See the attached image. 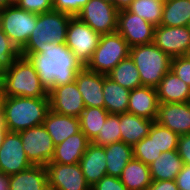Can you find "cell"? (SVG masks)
Listing matches in <instances>:
<instances>
[{
	"label": "cell",
	"mask_w": 190,
	"mask_h": 190,
	"mask_svg": "<svg viewBox=\"0 0 190 190\" xmlns=\"http://www.w3.org/2000/svg\"><path fill=\"white\" fill-rule=\"evenodd\" d=\"M37 22V14L8 5L0 10V28L20 51L27 43Z\"/></svg>",
	"instance_id": "cell-7"
},
{
	"label": "cell",
	"mask_w": 190,
	"mask_h": 190,
	"mask_svg": "<svg viewBox=\"0 0 190 190\" xmlns=\"http://www.w3.org/2000/svg\"><path fill=\"white\" fill-rule=\"evenodd\" d=\"M9 190H49L45 166L32 165L8 176Z\"/></svg>",
	"instance_id": "cell-23"
},
{
	"label": "cell",
	"mask_w": 190,
	"mask_h": 190,
	"mask_svg": "<svg viewBox=\"0 0 190 190\" xmlns=\"http://www.w3.org/2000/svg\"><path fill=\"white\" fill-rule=\"evenodd\" d=\"M108 176L120 177L123 169L133 158V147L123 141L105 146Z\"/></svg>",
	"instance_id": "cell-28"
},
{
	"label": "cell",
	"mask_w": 190,
	"mask_h": 190,
	"mask_svg": "<svg viewBox=\"0 0 190 190\" xmlns=\"http://www.w3.org/2000/svg\"><path fill=\"white\" fill-rule=\"evenodd\" d=\"M3 102H4V95H3V92L0 88V125L3 123V117H2Z\"/></svg>",
	"instance_id": "cell-47"
},
{
	"label": "cell",
	"mask_w": 190,
	"mask_h": 190,
	"mask_svg": "<svg viewBox=\"0 0 190 190\" xmlns=\"http://www.w3.org/2000/svg\"><path fill=\"white\" fill-rule=\"evenodd\" d=\"M106 76L89 71L85 66L76 74L75 82L85 107L104 108L103 85Z\"/></svg>",
	"instance_id": "cell-17"
},
{
	"label": "cell",
	"mask_w": 190,
	"mask_h": 190,
	"mask_svg": "<svg viewBox=\"0 0 190 190\" xmlns=\"http://www.w3.org/2000/svg\"><path fill=\"white\" fill-rule=\"evenodd\" d=\"M109 113L101 107H85L79 121L80 130L92 141L103 127Z\"/></svg>",
	"instance_id": "cell-31"
},
{
	"label": "cell",
	"mask_w": 190,
	"mask_h": 190,
	"mask_svg": "<svg viewBox=\"0 0 190 190\" xmlns=\"http://www.w3.org/2000/svg\"><path fill=\"white\" fill-rule=\"evenodd\" d=\"M79 164L86 182L92 187L107 175L105 146H97L91 142Z\"/></svg>",
	"instance_id": "cell-19"
},
{
	"label": "cell",
	"mask_w": 190,
	"mask_h": 190,
	"mask_svg": "<svg viewBox=\"0 0 190 190\" xmlns=\"http://www.w3.org/2000/svg\"><path fill=\"white\" fill-rule=\"evenodd\" d=\"M170 70L190 86V58L188 56L173 57Z\"/></svg>",
	"instance_id": "cell-37"
},
{
	"label": "cell",
	"mask_w": 190,
	"mask_h": 190,
	"mask_svg": "<svg viewBox=\"0 0 190 190\" xmlns=\"http://www.w3.org/2000/svg\"><path fill=\"white\" fill-rule=\"evenodd\" d=\"M20 0H6L9 5H17Z\"/></svg>",
	"instance_id": "cell-50"
},
{
	"label": "cell",
	"mask_w": 190,
	"mask_h": 190,
	"mask_svg": "<svg viewBox=\"0 0 190 190\" xmlns=\"http://www.w3.org/2000/svg\"><path fill=\"white\" fill-rule=\"evenodd\" d=\"M20 56V51L0 28V60L8 66Z\"/></svg>",
	"instance_id": "cell-36"
},
{
	"label": "cell",
	"mask_w": 190,
	"mask_h": 190,
	"mask_svg": "<svg viewBox=\"0 0 190 190\" xmlns=\"http://www.w3.org/2000/svg\"><path fill=\"white\" fill-rule=\"evenodd\" d=\"M48 97L50 110L61 115L79 118L85 109L83 97L75 81L53 87L48 91Z\"/></svg>",
	"instance_id": "cell-14"
},
{
	"label": "cell",
	"mask_w": 190,
	"mask_h": 190,
	"mask_svg": "<svg viewBox=\"0 0 190 190\" xmlns=\"http://www.w3.org/2000/svg\"><path fill=\"white\" fill-rule=\"evenodd\" d=\"M49 110V97L4 96L3 123L8 131L20 132L42 125Z\"/></svg>",
	"instance_id": "cell-2"
},
{
	"label": "cell",
	"mask_w": 190,
	"mask_h": 190,
	"mask_svg": "<svg viewBox=\"0 0 190 190\" xmlns=\"http://www.w3.org/2000/svg\"><path fill=\"white\" fill-rule=\"evenodd\" d=\"M73 16L50 11L37 14V22L26 45L20 50V56L27 57L32 53L42 52L44 43L66 44L67 28Z\"/></svg>",
	"instance_id": "cell-4"
},
{
	"label": "cell",
	"mask_w": 190,
	"mask_h": 190,
	"mask_svg": "<svg viewBox=\"0 0 190 190\" xmlns=\"http://www.w3.org/2000/svg\"><path fill=\"white\" fill-rule=\"evenodd\" d=\"M187 27H188V28H189V30H190V20H189V23H188Z\"/></svg>",
	"instance_id": "cell-52"
},
{
	"label": "cell",
	"mask_w": 190,
	"mask_h": 190,
	"mask_svg": "<svg viewBox=\"0 0 190 190\" xmlns=\"http://www.w3.org/2000/svg\"><path fill=\"white\" fill-rule=\"evenodd\" d=\"M91 190H128L121 182L120 177L105 175L91 187Z\"/></svg>",
	"instance_id": "cell-40"
},
{
	"label": "cell",
	"mask_w": 190,
	"mask_h": 190,
	"mask_svg": "<svg viewBox=\"0 0 190 190\" xmlns=\"http://www.w3.org/2000/svg\"><path fill=\"white\" fill-rule=\"evenodd\" d=\"M31 166L23 149L20 133L8 131L0 147V173L11 176Z\"/></svg>",
	"instance_id": "cell-13"
},
{
	"label": "cell",
	"mask_w": 190,
	"mask_h": 190,
	"mask_svg": "<svg viewBox=\"0 0 190 190\" xmlns=\"http://www.w3.org/2000/svg\"><path fill=\"white\" fill-rule=\"evenodd\" d=\"M176 184L179 190H190V166L184 164L180 173L176 176Z\"/></svg>",
	"instance_id": "cell-42"
},
{
	"label": "cell",
	"mask_w": 190,
	"mask_h": 190,
	"mask_svg": "<svg viewBox=\"0 0 190 190\" xmlns=\"http://www.w3.org/2000/svg\"><path fill=\"white\" fill-rule=\"evenodd\" d=\"M130 46L118 33L102 34L91 60L85 66L89 71L108 75L123 59L129 57Z\"/></svg>",
	"instance_id": "cell-6"
},
{
	"label": "cell",
	"mask_w": 190,
	"mask_h": 190,
	"mask_svg": "<svg viewBox=\"0 0 190 190\" xmlns=\"http://www.w3.org/2000/svg\"><path fill=\"white\" fill-rule=\"evenodd\" d=\"M107 76L130 91L142 86L140 73L130 56L121 60Z\"/></svg>",
	"instance_id": "cell-30"
},
{
	"label": "cell",
	"mask_w": 190,
	"mask_h": 190,
	"mask_svg": "<svg viewBox=\"0 0 190 190\" xmlns=\"http://www.w3.org/2000/svg\"><path fill=\"white\" fill-rule=\"evenodd\" d=\"M19 133L29 162L32 165L46 166L54 156L55 145L43 124Z\"/></svg>",
	"instance_id": "cell-9"
},
{
	"label": "cell",
	"mask_w": 190,
	"mask_h": 190,
	"mask_svg": "<svg viewBox=\"0 0 190 190\" xmlns=\"http://www.w3.org/2000/svg\"><path fill=\"white\" fill-rule=\"evenodd\" d=\"M120 180L128 190H147L152 182L149 165L132 158L123 169Z\"/></svg>",
	"instance_id": "cell-27"
},
{
	"label": "cell",
	"mask_w": 190,
	"mask_h": 190,
	"mask_svg": "<svg viewBox=\"0 0 190 190\" xmlns=\"http://www.w3.org/2000/svg\"><path fill=\"white\" fill-rule=\"evenodd\" d=\"M49 190H91L79 163L49 162L46 166Z\"/></svg>",
	"instance_id": "cell-11"
},
{
	"label": "cell",
	"mask_w": 190,
	"mask_h": 190,
	"mask_svg": "<svg viewBox=\"0 0 190 190\" xmlns=\"http://www.w3.org/2000/svg\"><path fill=\"white\" fill-rule=\"evenodd\" d=\"M102 1H104V2H107V3H110V4L114 5V0H102Z\"/></svg>",
	"instance_id": "cell-51"
},
{
	"label": "cell",
	"mask_w": 190,
	"mask_h": 190,
	"mask_svg": "<svg viewBox=\"0 0 190 190\" xmlns=\"http://www.w3.org/2000/svg\"><path fill=\"white\" fill-rule=\"evenodd\" d=\"M183 165L177 150L163 152L149 164L151 180H176V176L182 170Z\"/></svg>",
	"instance_id": "cell-25"
},
{
	"label": "cell",
	"mask_w": 190,
	"mask_h": 190,
	"mask_svg": "<svg viewBox=\"0 0 190 190\" xmlns=\"http://www.w3.org/2000/svg\"><path fill=\"white\" fill-rule=\"evenodd\" d=\"M5 69H6V65L0 60V82L4 75Z\"/></svg>",
	"instance_id": "cell-48"
},
{
	"label": "cell",
	"mask_w": 190,
	"mask_h": 190,
	"mask_svg": "<svg viewBox=\"0 0 190 190\" xmlns=\"http://www.w3.org/2000/svg\"><path fill=\"white\" fill-rule=\"evenodd\" d=\"M165 0H134L127 11L134 13L144 20L159 26Z\"/></svg>",
	"instance_id": "cell-32"
},
{
	"label": "cell",
	"mask_w": 190,
	"mask_h": 190,
	"mask_svg": "<svg viewBox=\"0 0 190 190\" xmlns=\"http://www.w3.org/2000/svg\"><path fill=\"white\" fill-rule=\"evenodd\" d=\"M0 88L4 96L48 97V91L41 84L35 68L23 56L6 66Z\"/></svg>",
	"instance_id": "cell-3"
},
{
	"label": "cell",
	"mask_w": 190,
	"mask_h": 190,
	"mask_svg": "<svg viewBox=\"0 0 190 190\" xmlns=\"http://www.w3.org/2000/svg\"><path fill=\"white\" fill-rule=\"evenodd\" d=\"M155 122L167 127L174 133H190V102L159 103Z\"/></svg>",
	"instance_id": "cell-16"
},
{
	"label": "cell",
	"mask_w": 190,
	"mask_h": 190,
	"mask_svg": "<svg viewBox=\"0 0 190 190\" xmlns=\"http://www.w3.org/2000/svg\"><path fill=\"white\" fill-rule=\"evenodd\" d=\"M153 122L129 112L120 114L121 141L134 147L145 136H148Z\"/></svg>",
	"instance_id": "cell-24"
},
{
	"label": "cell",
	"mask_w": 190,
	"mask_h": 190,
	"mask_svg": "<svg viewBox=\"0 0 190 190\" xmlns=\"http://www.w3.org/2000/svg\"><path fill=\"white\" fill-rule=\"evenodd\" d=\"M17 6L31 13L42 14L53 11V0H20Z\"/></svg>",
	"instance_id": "cell-39"
},
{
	"label": "cell",
	"mask_w": 190,
	"mask_h": 190,
	"mask_svg": "<svg viewBox=\"0 0 190 190\" xmlns=\"http://www.w3.org/2000/svg\"><path fill=\"white\" fill-rule=\"evenodd\" d=\"M43 126L56 146L80 131V121L78 117L61 115L49 110Z\"/></svg>",
	"instance_id": "cell-20"
},
{
	"label": "cell",
	"mask_w": 190,
	"mask_h": 190,
	"mask_svg": "<svg viewBox=\"0 0 190 190\" xmlns=\"http://www.w3.org/2000/svg\"><path fill=\"white\" fill-rule=\"evenodd\" d=\"M187 56L190 58V50L188 51V54H187Z\"/></svg>",
	"instance_id": "cell-53"
},
{
	"label": "cell",
	"mask_w": 190,
	"mask_h": 190,
	"mask_svg": "<svg viewBox=\"0 0 190 190\" xmlns=\"http://www.w3.org/2000/svg\"><path fill=\"white\" fill-rule=\"evenodd\" d=\"M190 20V0H165L160 25L187 26Z\"/></svg>",
	"instance_id": "cell-29"
},
{
	"label": "cell",
	"mask_w": 190,
	"mask_h": 190,
	"mask_svg": "<svg viewBox=\"0 0 190 190\" xmlns=\"http://www.w3.org/2000/svg\"><path fill=\"white\" fill-rule=\"evenodd\" d=\"M90 143L91 141L80 130L78 133L69 136L66 140L55 146V152L51 162L60 164L79 163Z\"/></svg>",
	"instance_id": "cell-21"
},
{
	"label": "cell",
	"mask_w": 190,
	"mask_h": 190,
	"mask_svg": "<svg viewBox=\"0 0 190 190\" xmlns=\"http://www.w3.org/2000/svg\"><path fill=\"white\" fill-rule=\"evenodd\" d=\"M147 190H179L175 180L152 181Z\"/></svg>",
	"instance_id": "cell-43"
},
{
	"label": "cell",
	"mask_w": 190,
	"mask_h": 190,
	"mask_svg": "<svg viewBox=\"0 0 190 190\" xmlns=\"http://www.w3.org/2000/svg\"><path fill=\"white\" fill-rule=\"evenodd\" d=\"M118 10L102 0H89L76 16L99 34L117 32Z\"/></svg>",
	"instance_id": "cell-10"
},
{
	"label": "cell",
	"mask_w": 190,
	"mask_h": 190,
	"mask_svg": "<svg viewBox=\"0 0 190 190\" xmlns=\"http://www.w3.org/2000/svg\"><path fill=\"white\" fill-rule=\"evenodd\" d=\"M120 114H109L98 135L91 141L97 146H107L121 141Z\"/></svg>",
	"instance_id": "cell-34"
},
{
	"label": "cell",
	"mask_w": 190,
	"mask_h": 190,
	"mask_svg": "<svg viewBox=\"0 0 190 190\" xmlns=\"http://www.w3.org/2000/svg\"><path fill=\"white\" fill-rule=\"evenodd\" d=\"M129 56L134 61L142 86L156 88L171 69V57L153 42L130 47Z\"/></svg>",
	"instance_id": "cell-5"
},
{
	"label": "cell",
	"mask_w": 190,
	"mask_h": 190,
	"mask_svg": "<svg viewBox=\"0 0 190 190\" xmlns=\"http://www.w3.org/2000/svg\"><path fill=\"white\" fill-rule=\"evenodd\" d=\"M155 26L127 10L118 12L117 32L130 47L150 44L154 41Z\"/></svg>",
	"instance_id": "cell-12"
},
{
	"label": "cell",
	"mask_w": 190,
	"mask_h": 190,
	"mask_svg": "<svg viewBox=\"0 0 190 190\" xmlns=\"http://www.w3.org/2000/svg\"><path fill=\"white\" fill-rule=\"evenodd\" d=\"M8 133V129L7 127L4 125V123H2L0 125V147L2 146V143L4 141V138L6 136V134Z\"/></svg>",
	"instance_id": "cell-46"
},
{
	"label": "cell",
	"mask_w": 190,
	"mask_h": 190,
	"mask_svg": "<svg viewBox=\"0 0 190 190\" xmlns=\"http://www.w3.org/2000/svg\"><path fill=\"white\" fill-rule=\"evenodd\" d=\"M134 0H114V6L118 11L127 10Z\"/></svg>",
	"instance_id": "cell-44"
},
{
	"label": "cell",
	"mask_w": 190,
	"mask_h": 190,
	"mask_svg": "<svg viewBox=\"0 0 190 190\" xmlns=\"http://www.w3.org/2000/svg\"><path fill=\"white\" fill-rule=\"evenodd\" d=\"M177 151L183 164L190 166V133L179 136Z\"/></svg>",
	"instance_id": "cell-41"
},
{
	"label": "cell",
	"mask_w": 190,
	"mask_h": 190,
	"mask_svg": "<svg viewBox=\"0 0 190 190\" xmlns=\"http://www.w3.org/2000/svg\"><path fill=\"white\" fill-rule=\"evenodd\" d=\"M101 34L94 31L77 17H72L68 24L66 45L76 58L86 66L99 44Z\"/></svg>",
	"instance_id": "cell-8"
},
{
	"label": "cell",
	"mask_w": 190,
	"mask_h": 190,
	"mask_svg": "<svg viewBox=\"0 0 190 190\" xmlns=\"http://www.w3.org/2000/svg\"><path fill=\"white\" fill-rule=\"evenodd\" d=\"M26 58L47 91L75 81L76 74L84 67L66 44L44 43L42 52L32 53Z\"/></svg>",
	"instance_id": "cell-1"
},
{
	"label": "cell",
	"mask_w": 190,
	"mask_h": 190,
	"mask_svg": "<svg viewBox=\"0 0 190 190\" xmlns=\"http://www.w3.org/2000/svg\"><path fill=\"white\" fill-rule=\"evenodd\" d=\"M153 43L171 58L187 56L190 50V30L187 26H155Z\"/></svg>",
	"instance_id": "cell-15"
},
{
	"label": "cell",
	"mask_w": 190,
	"mask_h": 190,
	"mask_svg": "<svg viewBox=\"0 0 190 190\" xmlns=\"http://www.w3.org/2000/svg\"><path fill=\"white\" fill-rule=\"evenodd\" d=\"M0 190H9L8 176L0 173Z\"/></svg>",
	"instance_id": "cell-45"
},
{
	"label": "cell",
	"mask_w": 190,
	"mask_h": 190,
	"mask_svg": "<svg viewBox=\"0 0 190 190\" xmlns=\"http://www.w3.org/2000/svg\"><path fill=\"white\" fill-rule=\"evenodd\" d=\"M130 90L122 87L106 76L103 85L104 109L109 114L127 112Z\"/></svg>",
	"instance_id": "cell-26"
},
{
	"label": "cell",
	"mask_w": 190,
	"mask_h": 190,
	"mask_svg": "<svg viewBox=\"0 0 190 190\" xmlns=\"http://www.w3.org/2000/svg\"><path fill=\"white\" fill-rule=\"evenodd\" d=\"M89 0H53V10L76 17Z\"/></svg>",
	"instance_id": "cell-38"
},
{
	"label": "cell",
	"mask_w": 190,
	"mask_h": 190,
	"mask_svg": "<svg viewBox=\"0 0 190 190\" xmlns=\"http://www.w3.org/2000/svg\"><path fill=\"white\" fill-rule=\"evenodd\" d=\"M158 105L156 88L140 86L130 91L127 112L155 121Z\"/></svg>",
	"instance_id": "cell-18"
},
{
	"label": "cell",
	"mask_w": 190,
	"mask_h": 190,
	"mask_svg": "<svg viewBox=\"0 0 190 190\" xmlns=\"http://www.w3.org/2000/svg\"><path fill=\"white\" fill-rule=\"evenodd\" d=\"M148 136L154 140L161 153L177 150L179 135L155 121L150 127Z\"/></svg>",
	"instance_id": "cell-33"
},
{
	"label": "cell",
	"mask_w": 190,
	"mask_h": 190,
	"mask_svg": "<svg viewBox=\"0 0 190 190\" xmlns=\"http://www.w3.org/2000/svg\"><path fill=\"white\" fill-rule=\"evenodd\" d=\"M161 154V151L155 145L154 140L145 136L133 147V158L140 160L146 165L151 164Z\"/></svg>",
	"instance_id": "cell-35"
},
{
	"label": "cell",
	"mask_w": 190,
	"mask_h": 190,
	"mask_svg": "<svg viewBox=\"0 0 190 190\" xmlns=\"http://www.w3.org/2000/svg\"><path fill=\"white\" fill-rule=\"evenodd\" d=\"M9 4L6 2V0H0V10L4 9Z\"/></svg>",
	"instance_id": "cell-49"
},
{
	"label": "cell",
	"mask_w": 190,
	"mask_h": 190,
	"mask_svg": "<svg viewBox=\"0 0 190 190\" xmlns=\"http://www.w3.org/2000/svg\"><path fill=\"white\" fill-rule=\"evenodd\" d=\"M159 103L190 102V86L169 70L156 87Z\"/></svg>",
	"instance_id": "cell-22"
}]
</instances>
